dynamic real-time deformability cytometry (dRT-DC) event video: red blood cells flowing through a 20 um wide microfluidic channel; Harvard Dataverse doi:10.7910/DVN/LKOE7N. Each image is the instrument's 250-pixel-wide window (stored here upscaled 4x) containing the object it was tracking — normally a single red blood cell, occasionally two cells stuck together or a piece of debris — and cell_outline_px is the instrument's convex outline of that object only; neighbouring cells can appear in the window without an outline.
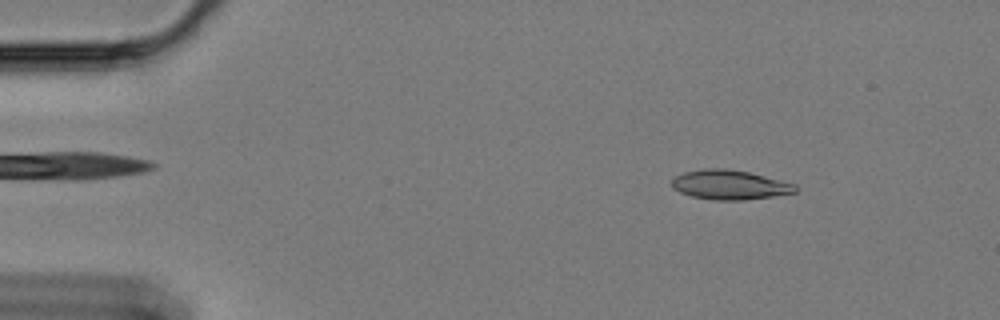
{"species": "Egyptian fruit bat (a non-hibernating species)", "species_latin": "Rousettus aegyptiacus", "temperature_condition": "cold", "stored_images_in_passage": 17, "camera_frame_rate_fps": 3000, "um_per_image_px": 0.085, "animal": {"sex": "female"}, "frame": {"image": 1, "passage_image": 7, "time_ms": 2.0, "image_size_px": [1000, 320], "cell_outline_px": [[800, 188], [796, 192], [772, 196], [744, 200], [716, 200], [692, 196], [680, 192], [672, 188], [672, 180], [676, 176], [684, 172], [704, 168], [724, 168], [748, 172], [796, 184]], "centroid_in_image_um": [62.03, 15.7], "position_along_channel_um": 23.0, "area_um2": 21.15}}
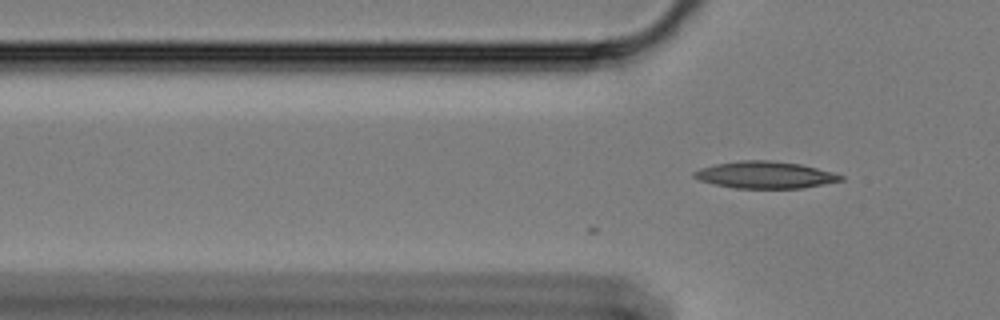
{"frame": {"image": 2, "passage_image": 17, "time_ms": 5.333, "image_size_px": [1000, 320], "cell_outline_px": [[844, 180], [800, 188], [736, 188], [716, 184], [700, 180], [692, 176], [692, 172], [700, 168], [716, 164], [740, 160], [768, 160], [800, 164], [832, 172], [844, 176]], "centroid_in_image_um": [65.02, 14.86], "position_along_channel_um": 60.8, "area_um2": 22.77}}